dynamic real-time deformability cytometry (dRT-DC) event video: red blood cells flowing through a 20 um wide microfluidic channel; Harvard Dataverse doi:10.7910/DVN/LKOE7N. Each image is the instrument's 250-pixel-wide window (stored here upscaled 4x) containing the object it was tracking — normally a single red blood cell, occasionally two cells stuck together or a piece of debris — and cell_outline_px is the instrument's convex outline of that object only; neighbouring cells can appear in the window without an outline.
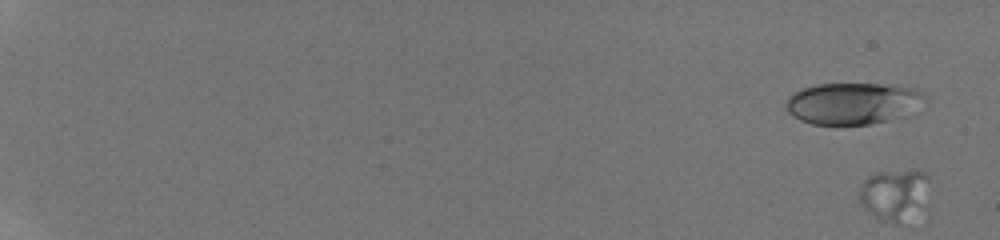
{"species": "human", "species_latin": "Homo sapiens", "temperature_condition": "room temperature", "stored_images_in_passage": 57, "camera_frame_rate_fps": 3000, "um_per_image_px": 0.085, "donor": {"sex": "male"}, "frame": {"image": 1, "passage_image": 1, "time_ms": 0.0, "image_size_px": [1000, 240], "cell_outline_px": [[928, 180], [896, 224], [892, 224], [880, 220], [860, 204], [860, 188], [864, 180], [868, 176], [876, 172], [912, 168], [920, 168], [924, 172]], "centroid_in_image_um": [75.78, 16.37], "position_along_channel_um": 9.2, "area_um2": 18.61}}
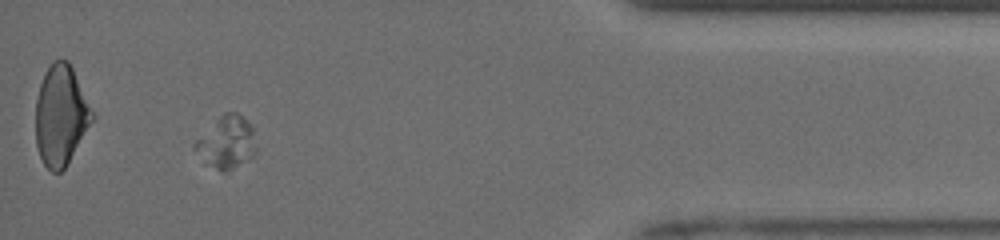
{"frame": {"image": 2, "passage_image": 54, "time_ms": 17.667, "image_size_px": [1000, 240], "cell_outline_px": [[256, 152], [248, 160], [224, 172], [204, 164], [192, 148], [192, 144], [224, 112], [236, 112], [252, 128], [256, 148]], "centroid_in_image_um": [19.21, 12.13], "position_along_channel_um": 416.0, "area_um2": 18.44}}